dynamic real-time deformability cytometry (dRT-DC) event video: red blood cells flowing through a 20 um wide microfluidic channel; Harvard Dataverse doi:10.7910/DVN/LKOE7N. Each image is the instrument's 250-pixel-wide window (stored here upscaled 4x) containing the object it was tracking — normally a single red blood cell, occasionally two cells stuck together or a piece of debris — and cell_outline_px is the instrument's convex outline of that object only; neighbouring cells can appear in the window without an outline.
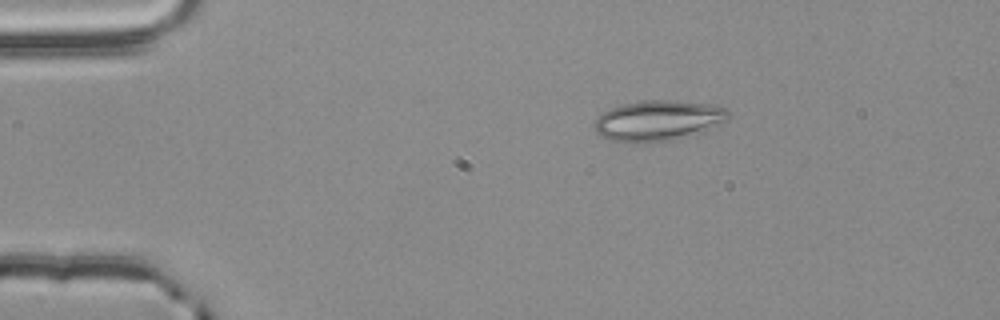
{"species": "common noctule bat (a hibernating species)", "species_latin": "Nyctalus noctula", "temperature_condition": "room temperature", "stored_images_in_passage": 2, "camera_frame_rate_fps": 3000, "um_per_image_px": 0.085, "animal": {"sex": "male", "body_mass_g": 20.4}, "frame": {"image": 1, "passage_image": 1, "time_ms": 0.0, "image_size_px": [1000, 320], "cell_outline_px": [[732, 112], [728, 120], [684, 136], [672, 140], [604, 140], [596, 132], [596, 120], [600, 112], [624, 104], [644, 100], [676, 100], [708, 104], [728, 108]], "centroid_in_image_um": [55.94, 10.19], "position_along_channel_um": 29.1, "area_um2": 30.63}}